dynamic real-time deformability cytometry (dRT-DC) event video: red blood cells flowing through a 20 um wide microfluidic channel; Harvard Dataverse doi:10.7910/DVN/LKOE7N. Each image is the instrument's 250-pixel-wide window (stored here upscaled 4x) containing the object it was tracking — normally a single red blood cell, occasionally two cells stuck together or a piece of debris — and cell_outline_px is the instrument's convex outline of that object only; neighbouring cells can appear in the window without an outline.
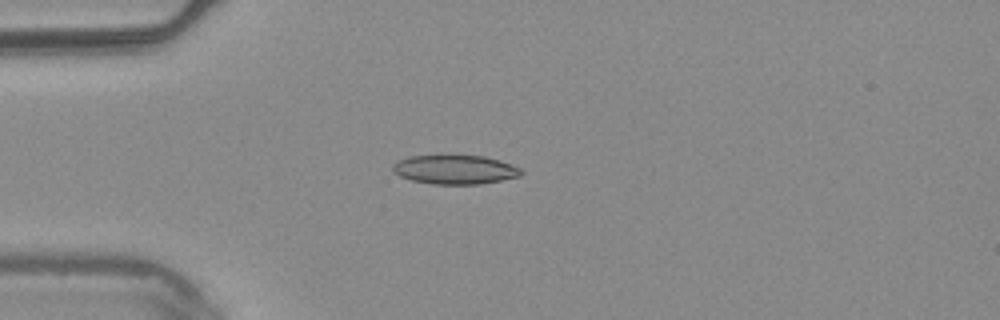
{"species": "common noctule bat (a hibernating species)", "species_latin": "Nyctalus noctula", "temperature_condition": "warm", "stored_images_in_passage": 5, "camera_frame_rate_fps": 3000, "um_per_image_px": 0.085, "animal": {"sex": "male", "body_mass_g": 20.4}, "frame": {"image": 1, "passage_image": 5, "time_ms": 1.333, "image_size_px": [1000, 320], "cell_outline_px": [[524, 172], [520, 176], [480, 184], [432, 184], [412, 180], [400, 176], [392, 172], [392, 164], [396, 160], [408, 156], [440, 152], [444, 152], [484, 156], [500, 160], [520, 168]], "centroid_in_image_um": [38.59, 14.35], "position_along_channel_um": 46.4, "area_um2": 22.89}}